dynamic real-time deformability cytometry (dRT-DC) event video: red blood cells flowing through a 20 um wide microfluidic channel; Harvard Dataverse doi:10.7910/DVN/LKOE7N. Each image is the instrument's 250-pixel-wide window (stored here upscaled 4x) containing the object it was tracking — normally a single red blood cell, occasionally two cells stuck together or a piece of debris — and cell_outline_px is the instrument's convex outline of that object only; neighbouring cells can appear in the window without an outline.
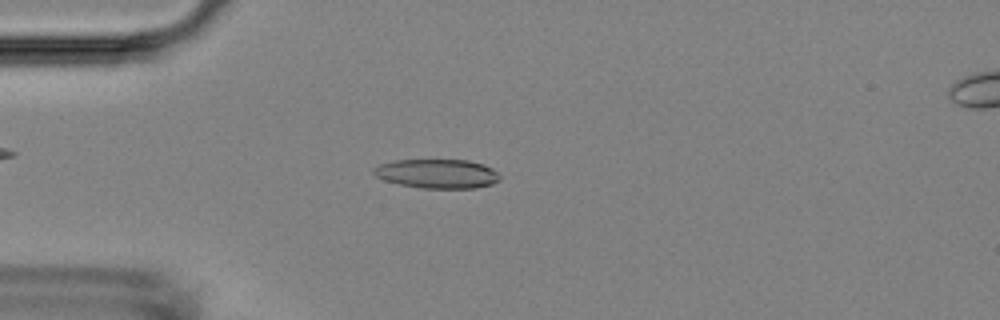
{"species": "Egyptian fruit bat (a non-hibernating species)", "species_latin": "Rousettus aegyptiacus", "temperature_condition": "room temperature", "stored_images_in_passage": 46, "camera_frame_rate_fps": 3000, "um_per_image_px": 0.085, "animal": {"sex": "female"}, "frame": {"image": 1, "passage_image": 7, "time_ms": 2.0, "image_size_px": [1000, 320], "cell_outline_px": [[500, 180], [492, 184], [476, 188], [420, 188], [400, 184], [384, 180], [376, 176], [372, 172], [372, 168], [380, 164], [396, 160], [468, 160], [484, 164], [492, 168], [500, 176]], "centroid_in_image_um": [37.17, 14.76], "position_along_channel_um": 47.8, "area_um2": 21.5}}
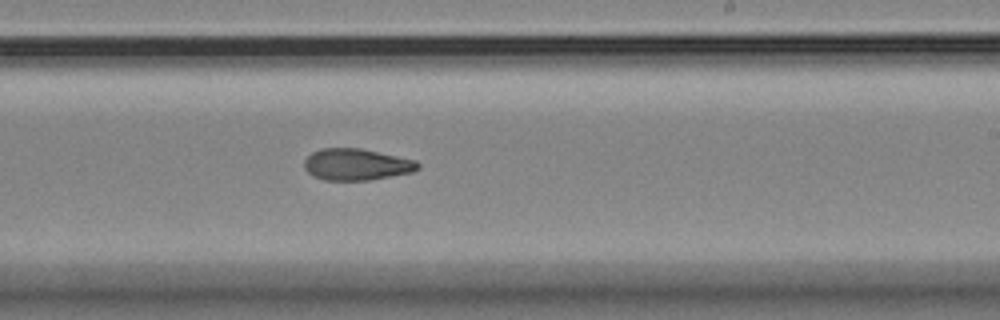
{"frame": {"image": 2, "passage_image": 25, "time_ms": 8.0, "image_size_px": [1000, 320], "cell_outline_px": [[420, 168], [412, 172], [368, 180], [324, 180], [312, 176], [304, 168], [304, 160], [312, 152], [320, 148], [360, 148], [416, 160], [420, 164]], "centroid_in_image_um": [30.28, 13.98], "position_along_channel_um": 258.7, "area_um2": 20.92}}
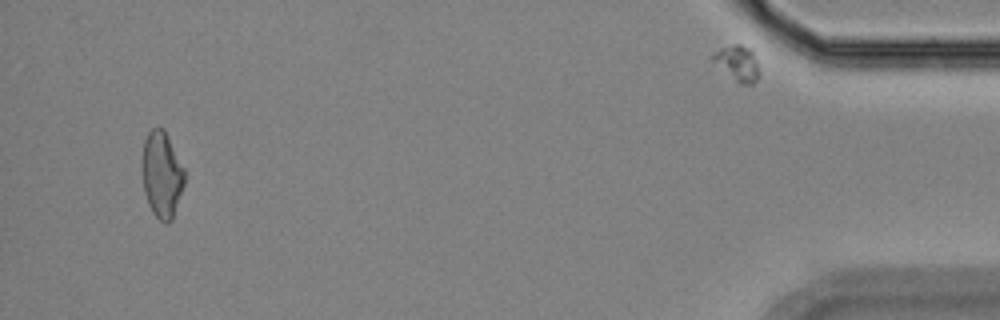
{"frame": {"image": 3, "passage_image": 44, "time_ms": 14.333, "image_size_px": [1000, 320], "cell_outline_px": [[184, 184], [172, 220], [168, 224], [164, 224], [152, 212], [148, 204], [144, 192], [140, 168], [144, 140], [148, 132], [152, 128], [164, 128], [184, 168]], "centroid_in_image_um": [13.72, 14.84], "position_along_channel_um": 421.5, "area_um2": 21.62}, "authors_computed_cell_mechanics": {"area_um2": 21.2126, "velocity_mm_per_s": 3.7446, "shape_relaxation_time_tau1_ms": null, "shape_relaxation_time_tau2_ms": 7.1026, "deformation_change_tau1": null, "deformation_change_tau2": 0.1346}}